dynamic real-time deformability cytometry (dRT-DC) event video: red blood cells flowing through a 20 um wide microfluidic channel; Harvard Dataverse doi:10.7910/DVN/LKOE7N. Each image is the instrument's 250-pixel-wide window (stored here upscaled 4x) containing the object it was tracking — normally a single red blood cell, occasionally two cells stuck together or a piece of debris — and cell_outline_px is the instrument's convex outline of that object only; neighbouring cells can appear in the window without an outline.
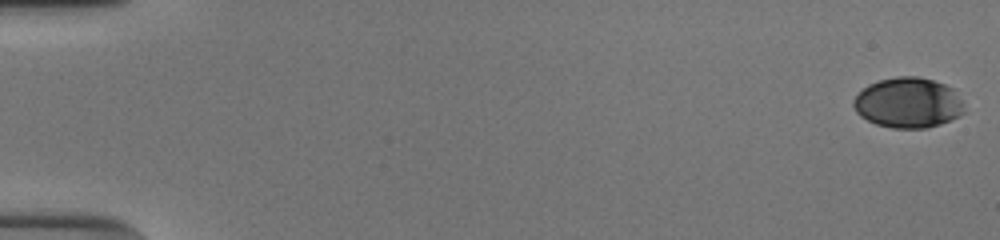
{"species": "human", "species_latin": "Homo sapiens", "temperature_condition": "cold", "stored_images_in_passage": 5, "camera_frame_rate_fps": 3000, "um_per_image_px": 0.085, "donor": {"sex": "male"}, "frame": {"image": 1, "passage_image": 1, "time_ms": 0.0, "image_size_px": [1000, 240], "cell_outline_px": [[964, 112], [960, 116], [940, 124], [928, 128], [892, 128], [876, 124], [860, 116], [856, 112], [852, 104], [852, 100], [868, 84], [880, 80], [896, 76], [916, 76], [932, 80], [944, 84], [952, 88], [964, 104]], "centroid_in_image_um": [77.18, 8.74], "position_along_channel_um": 7.8, "area_um2": 32.54}}